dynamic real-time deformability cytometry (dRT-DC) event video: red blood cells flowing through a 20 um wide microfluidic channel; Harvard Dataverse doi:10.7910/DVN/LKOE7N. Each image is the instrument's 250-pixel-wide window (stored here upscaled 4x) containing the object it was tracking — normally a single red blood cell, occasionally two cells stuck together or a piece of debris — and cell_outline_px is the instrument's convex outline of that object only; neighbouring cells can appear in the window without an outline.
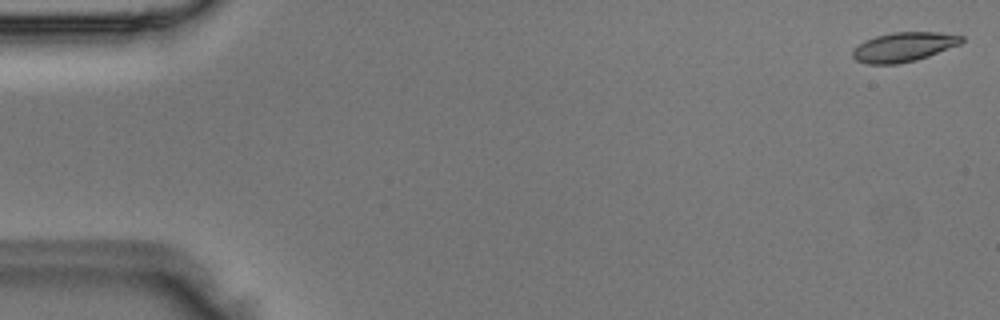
{"species": "Egyptian fruit bat (a non-hibernating species)", "species_latin": "Rousettus aegyptiacus", "temperature_condition": "room temperature", "stored_images_in_passage": 7, "camera_frame_rate_fps": 3000, "um_per_image_px": 0.085, "animal": {"sex": "male"}, "frame": {"image": 1, "passage_image": 1, "time_ms": 0.0, "image_size_px": [1000, 320], "cell_outline_px": [[964, 40], [960, 44], [928, 56], [916, 60], [896, 64], [868, 64], [856, 60], [852, 56], [852, 48], [864, 40], [876, 36], [892, 32], [940, 32], [964, 36]], "centroid_in_image_um": [76.79, 3.98], "position_along_channel_um": 8.2, "area_um2": 18.73}}
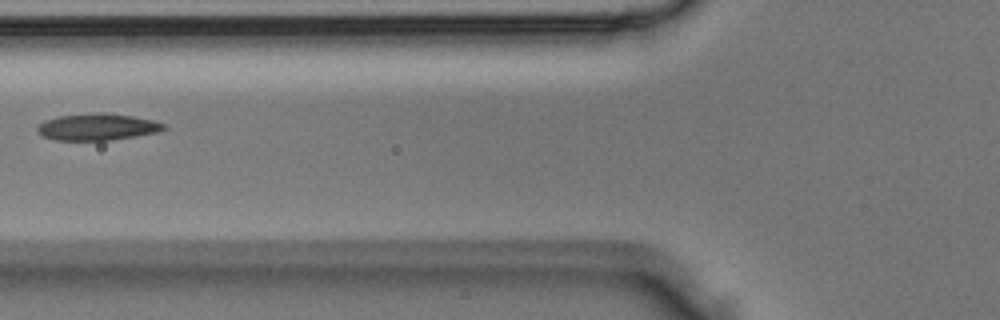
{"frame": {"image": 2, "passage_image": 6, "time_ms": 1.667, "image_size_px": [1000, 320], "cell_outline_px": [[168, 128], [160, 132], [112, 140], [56, 140], [44, 136], [36, 132], [36, 128], [44, 120], [60, 116], [100, 112], [104, 112], [132, 116], [152, 120], [164, 124]], "centroid_in_image_um": [8.3, 10.79], "position_along_channel_um": 117.5, "area_um2": 19.71}}
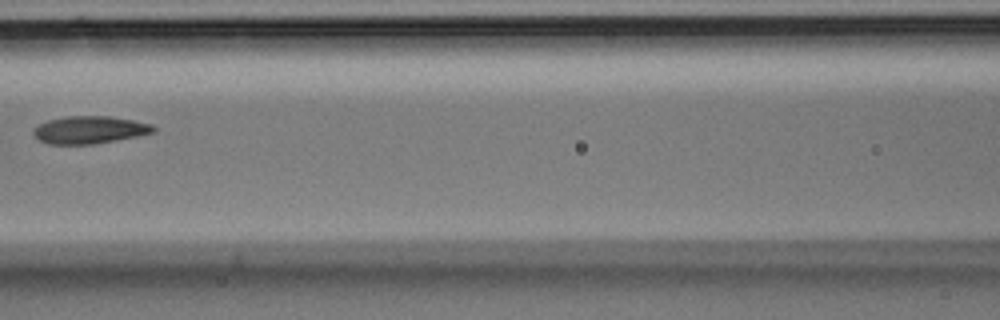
{"frame": {"image": 3, "passage_image": 7, "time_ms": 2.0, "image_size_px": [1000, 320], "cell_outline_px": [[156, 132], [136, 136], [92, 144], [48, 144], [40, 140], [32, 132], [32, 128], [36, 124], [48, 120], [64, 116], [108, 116], [132, 120], [152, 124], [156, 128]], "centroid_in_image_um": [7.57, 11.02], "position_along_channel_um": 159.0, "area_um2": 19.25}}